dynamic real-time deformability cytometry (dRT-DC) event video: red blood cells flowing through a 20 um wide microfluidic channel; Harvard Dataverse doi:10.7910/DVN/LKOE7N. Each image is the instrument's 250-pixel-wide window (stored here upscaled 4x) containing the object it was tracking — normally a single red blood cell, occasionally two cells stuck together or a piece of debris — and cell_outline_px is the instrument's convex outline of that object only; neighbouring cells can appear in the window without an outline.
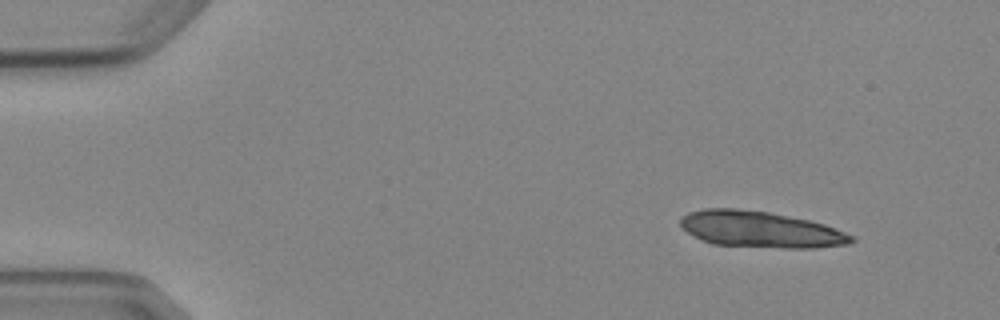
{"species": "Egyptian fruit bat (a non-hibernating species)", "species_latin": "Rousettus aegyptiacus", "temperature_condition": "cold", "stored_images_in_passage": 4, "camera_frame_rate_fps": 3000, "um_per_image_px": 0.085, "animal": {"sex": "female"}, "frame": {"image": 1, "passage_image": 1, "time_ms": 0.0, "image_size_px": [1000, 320], "cell_outline_px": [[856, 240], [848, 244], [816, 248], [784, 248], [712, 244], [680, 228], [680, 216], [688, 212], [704, 208], [736, 208], [768, 212], [808, 220], [824, 224], [856, 236]], "centroid_in_image_um": [64.64, 19.5], "position_along_channel_um": 20.4, "area_um2": 36.18}}